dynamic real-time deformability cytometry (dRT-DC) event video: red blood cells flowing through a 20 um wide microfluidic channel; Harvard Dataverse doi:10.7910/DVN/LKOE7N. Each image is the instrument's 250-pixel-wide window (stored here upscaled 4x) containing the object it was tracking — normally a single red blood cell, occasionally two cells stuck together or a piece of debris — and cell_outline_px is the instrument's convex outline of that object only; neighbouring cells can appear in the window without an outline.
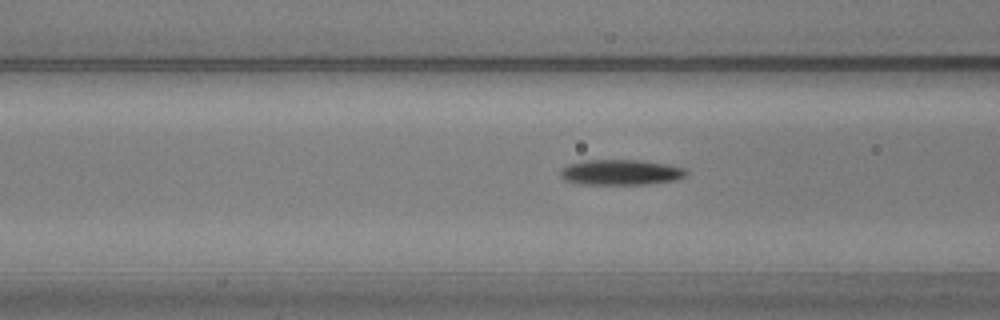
{"species": "common noctule bat (a hibernating species)", "species_latin": "Nyctalus noctula", "temperature_condition": "warm", "stored_images_in_passage": 37, "camera_frame_rate_fps": 3000, "um_per_image_px": 0.085, "animal": {"sex": "male", "body_mass_g": 20.5, "forearm_length_mm": 52.5}, "frame": {"image": 1, "passage_image": 6, "time_ms": 1.667, "image_size_px": [1000, 320], "cell_outline_px": [[688, 172], [684, 176], [676, 180], [648, 184], [580, 184], [564, 180], [560, 176], [560, 168], [568, 164], [584, 160], [640, 160], [668, 164], [684, 168]], "centroid_in_image_um": [52.74, 14.64], "position_along_channel_um": 113.9, "area_um2": 18.79}}
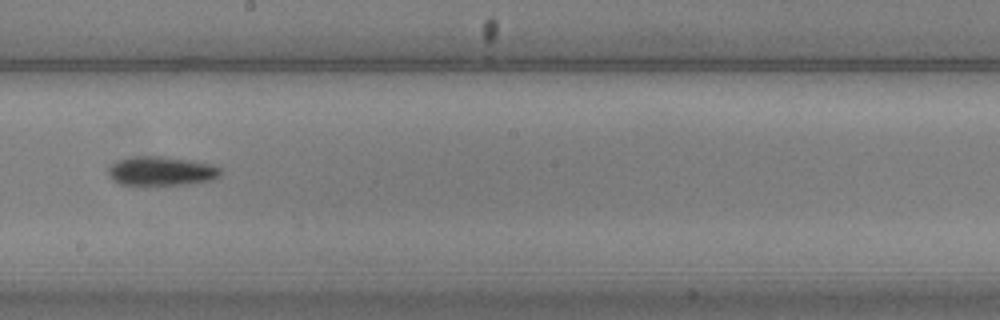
{"frame": {"image": 2, "passage_image": 16, "time_ms": 5.0, "image_size_px": [1000, 320], "cell_outline_px": [[220, 176], [212, 180], [156, 188], [132, 188], [120, 184], [112, 180], [108, 176], [108, 168], [116, 160], [132, 156], [164, 156], [212, 164], [220, 168]], "centroid_in_image_um": [13.61, 14.6], "position_along_channel_um": 234.6, "area_um2": 20.23}}
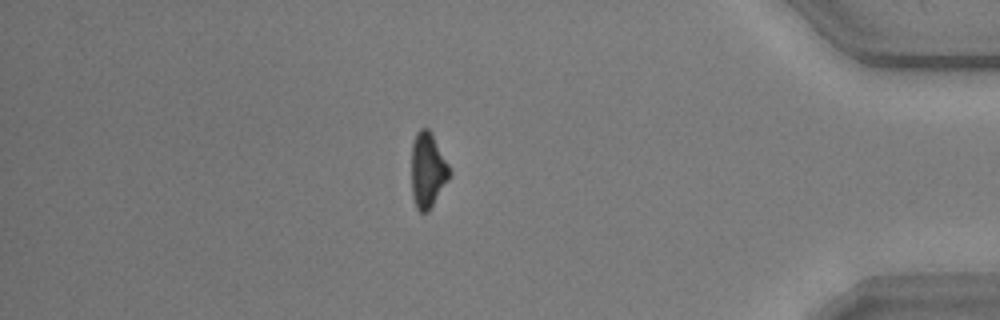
{"frame": {"image": 3, "passage_image": 33, "time_ms": 10.667, "image_size_px": [1000, 320], "cell_outline_px": [[452, 176], [428, 212], [420, 212], [416, 208], [412, 196], [412, 144], [416, 132], [420, 128], [428, 128], [448, 164], [452, 172]], "centroid_in_image_um": [36.36, 14.5], "position_along_channel_um": 398.8, "area_um2": 16.7}}